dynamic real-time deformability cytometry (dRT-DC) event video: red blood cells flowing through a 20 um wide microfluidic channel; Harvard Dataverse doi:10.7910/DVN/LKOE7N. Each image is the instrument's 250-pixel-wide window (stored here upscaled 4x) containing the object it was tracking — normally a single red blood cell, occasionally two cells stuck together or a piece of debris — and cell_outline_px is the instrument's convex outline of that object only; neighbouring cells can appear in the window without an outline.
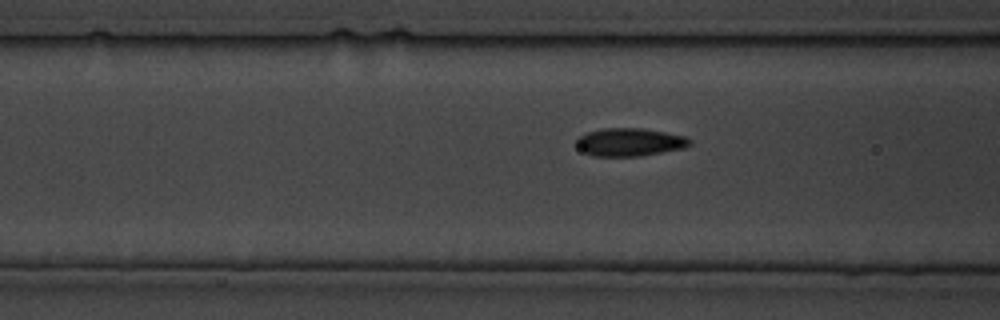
{"species": "common noctule bat (a hibernating species)", "species_latin": "Nyctalus noctula", "temperature_condition": "cold", "stored_images_in_passage": 6, "camera_frame_rate_fps": 3000, "um_per_image_px": 0.085, "animal": {"sex": "male", "body_mass_g": 19.5, "forearm_length_mm": 54.6}, "frame": {"image": 1, "passage_image": 3, "time_ms": 0.667, "image_size_px": [1000, 320], "cell_outline_px": [[692, 144], [684, 148], [640, 156], [596, 156], [584, 152], [580, 148], [576, 140], [580, 136], [588, 132], [604, 128], [640, 128], [664, 132], [684, 136], [692, 140]], "centroid_in_image_um": [53.56, 12.08], "position_along_channel_um": 113.0, "area_um2": 18.26}}